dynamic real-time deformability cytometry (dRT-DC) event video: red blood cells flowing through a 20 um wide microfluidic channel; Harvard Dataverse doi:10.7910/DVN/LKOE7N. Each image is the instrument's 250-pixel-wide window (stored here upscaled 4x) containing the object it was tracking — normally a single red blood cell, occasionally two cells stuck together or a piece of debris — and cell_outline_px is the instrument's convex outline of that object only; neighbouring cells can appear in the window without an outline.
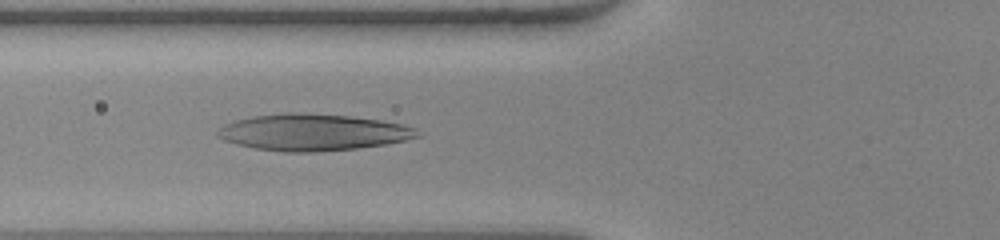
{"species": "human", "species_latin": "Homo sapiens", "temperature_condition": "warm", "stored_images_in_passage": 48, "camera_frame_rate_fps": 3000, "um_per_image_px": 0.085, "donor": {"sex": "female"}, "frame": {"image": 1, "passage_image": 17, "time_ms": 5.333, "image_size_px": [1000, 240], "cell_outline_px": [[420, 136], [404, 140], [384, 144], [360, 148], [316, 152], [284, 152], [256, 148], [236, 144], [224, 140], [216, 136], [216, 132], [224, 124], [236, 120], [252, 116], [288, 112], [352, 116], [380, 120], [400, 124], [416, 128]], "centroid_in_image_um": [26.57, 11.25], "position_along_channel_um": 99.2, "area_um2": 42.48}}
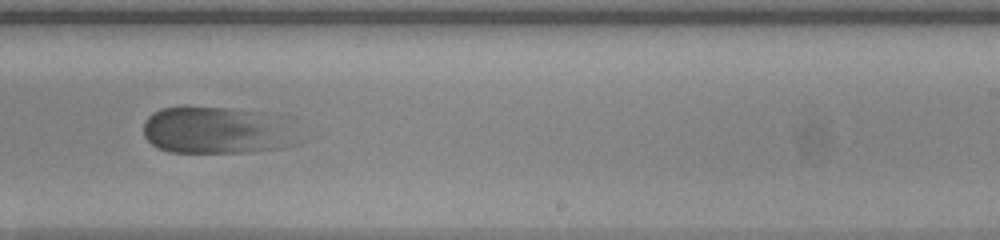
{"frame": {"image": 2, "passage_image": 30, "time_ms": 9.667, "image_size_px": [1000, 240], "cell_outline_px": [[308, 140], [300, 144], [280, 148], [244, 152], [168, 152], [152, 144], [144, 136], [144, 120], [152, 112], [160, 108], [184, 104], [228, 108], [264, 112]], "centroid_in_image_um": [18.39, 11.06], "position_along_channel_um": 270.6, "area_um2": 43.18}}
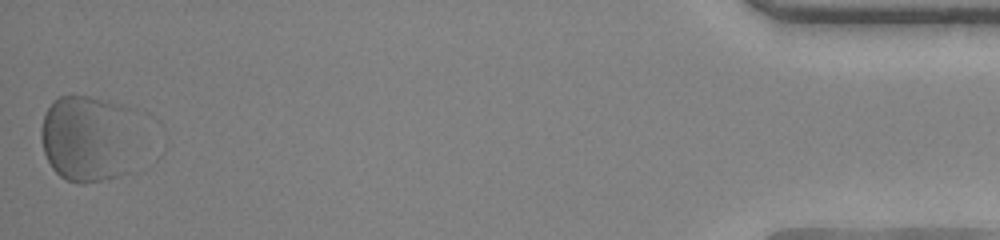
{"frame": {"image": 3, "passage_image": 48, "time_ms": 15.667, "image_size_px": [1000, 240], "cell_outline_px": [[168, 144], [164, 152], [148, 168], [136, 172], [120, 176], [84, 184], [76, 184], [60, 176], [52, 168], [44, 152], [40, 136], [40, 132], [44, 116], [52, 100], [60, 96], [72, 92], [120, 104], [128, 108], [168, 136]], "centroid_in_image_um": [8.3, 11.84], "position_along_channel_um": 426.9, "area_um2": 60.23}, "authors_computed_cell_mechanics": {"area_um2": 44.8528, "velocity_mm_per_s": 3.9748, "shape_relaxation_time_tau1_ms": 1.3916, "shape_relaxation_time_tau2_ms": null, "deformation_change_tau1": 0.1412, "deformation_change_tau2": null}}